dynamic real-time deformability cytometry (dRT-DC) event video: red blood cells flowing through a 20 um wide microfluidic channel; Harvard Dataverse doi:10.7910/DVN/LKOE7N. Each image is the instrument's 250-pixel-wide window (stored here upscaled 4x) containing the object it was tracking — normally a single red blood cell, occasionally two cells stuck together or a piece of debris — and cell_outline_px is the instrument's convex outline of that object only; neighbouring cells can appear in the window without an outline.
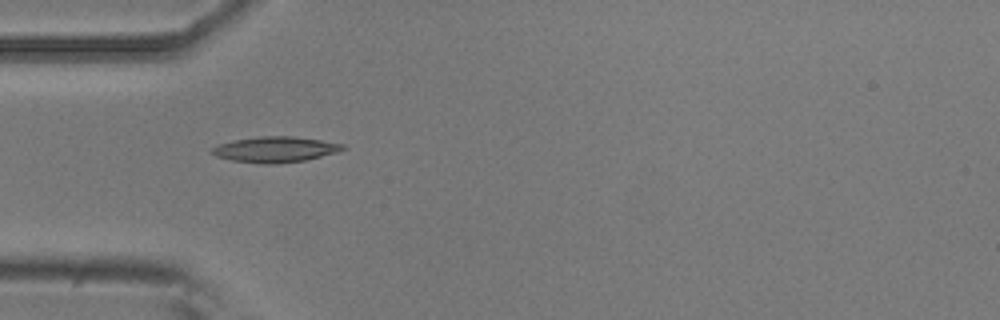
{"species": "common noctule bat (a hibernating species)", "species_latin": "Nyctalus noctula", "temperature_condition": "room temperature", "stored_images_in_passage": 2, "camera_frame_rate_fps": 3000, "um_per_image_px": 0.085, "animal": {"sex": "male", "body_mass_g": 20.5, "forearm_length_mm": 52.5}, "frame": {"image": 1, "passage_image": 1, "time_ms": 0.0, "image_size_px": [1000, 320], "cell_outline_px": [[348, 148], [336, 152], [304, 160], [272, 164], [264, 164], [232, 160], [216, 156], [208, 152], [216, 144], [232, 140], [260, 136], [292, 136], [320, 140], [344, 144]], "centroid_in_image_um": [23.34, 12.69], "position_along_channel_um": 61.7, "area_um2": 19.54}}
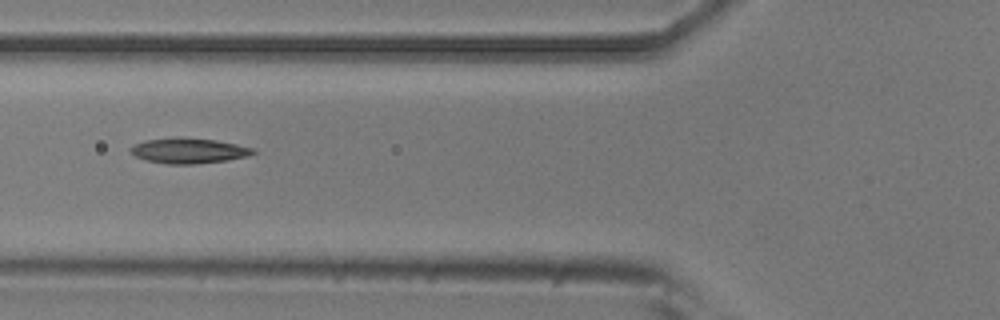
{"frame": {"image": 2, "passage_image": 2, "time_ms": 1.333, "image_size_px": [1000, 320], "cell_outline_px": [[256, 152], [248, 156], [228, 160], [192, 164], [168, 164], [148, 160], [136, 156], [132, 152], [132, 148], [136, 144], [144, 140], [176, 136], [216, 140], [256, 148]], "centroid_in_image_um": [16.1, 12.79], "position_along_channel_um": 109.7, "area_um2": 18.03}}